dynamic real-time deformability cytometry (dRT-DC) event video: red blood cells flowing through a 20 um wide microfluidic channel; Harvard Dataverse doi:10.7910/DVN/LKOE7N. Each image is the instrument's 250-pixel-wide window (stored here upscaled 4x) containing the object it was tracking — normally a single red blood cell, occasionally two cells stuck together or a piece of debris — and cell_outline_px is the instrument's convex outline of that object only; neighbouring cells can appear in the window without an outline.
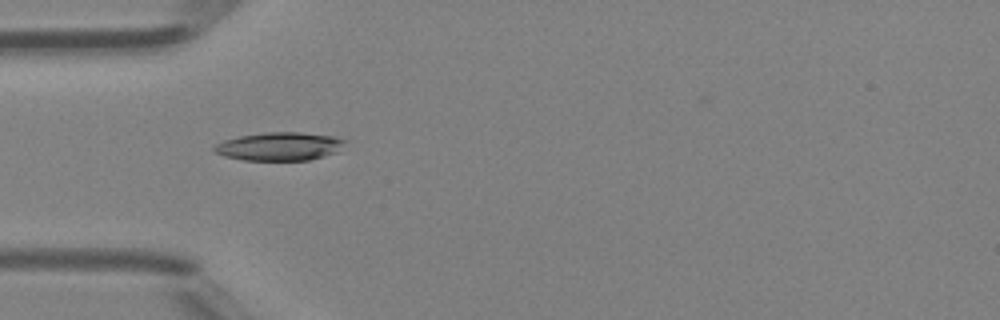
{"species": "Egyptian fruit bat (a non-hibernating species)", "species_latin": "Rousettus aegyptiacus", "temperature_condition": "room temperature", "stored_images_in_passage": 34, "camera_frame_rate_fps": 3000, "um_per_image_px": 0.085, "animal": {"sex": "female"}, "frame": {"image": 1, "passage_image": 1, "time_ms": 0.0, "image_size_px": [1000, 320], "cell_outline_px": [[348, 140], [336, 152], [324, 156], [308, 160], [244, 160], [224, 156], [216, 152], [212, 148], [216, 144], [224, 140], [240, 136], [268, 132], [300, 132], [332, 136]], "centroid_in_image_um": [23.76, 12.44], "position_along_channel_um": 61.2, "area_um2": 21.39}}
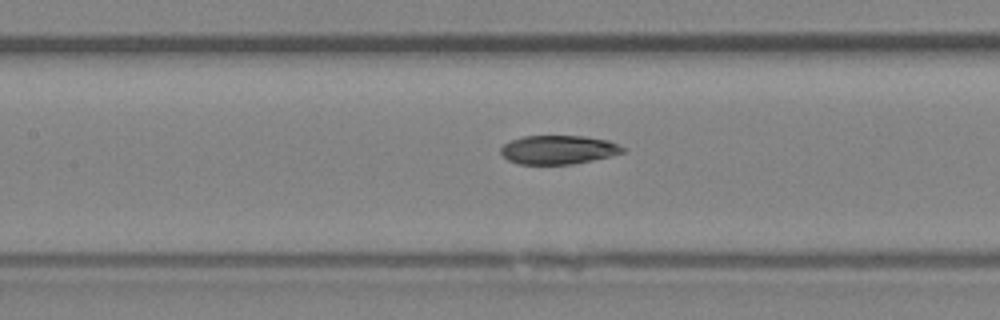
{"frame": {"image": 2, "passage_image": 8, "time_ms": 2.333, "image_size_px": [1000, 320], "cell_outline_px": [[628, 148], [624, 152], [592, 160], [572, 164], [516, 164], [508, 160], [500, 152], [500, 148], [504, 144], [512, 140], [524, 136], [584, 136], [608, 140]], "centroid_in_image_um": [47.46, 12.72], "position_along_channel_um": 159.9, "area_um2": 20.46}}
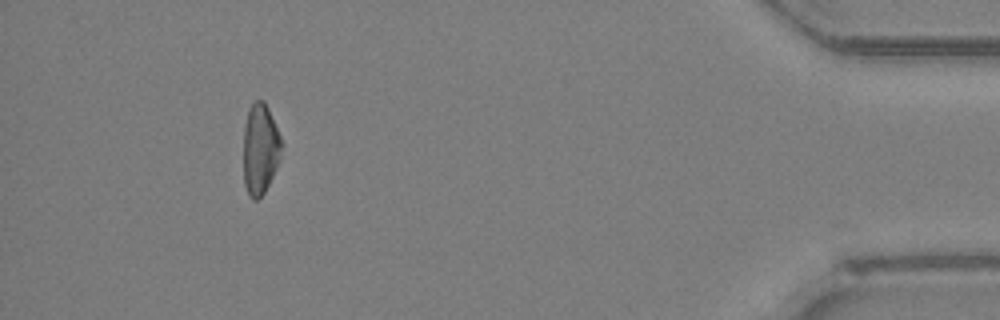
{"frame": {"image": 3, "passage_image": 30, "time_ms": 9.667, "image_size_px": [1000, 320], "cell_outline_px": [[280, 160], [264, 192], [256, 200], [252, 200], [248, 196], [244, 184], [244, 124], [248, 112], [252, 104], [256, 100], [264, 100], [268, 108], [280, 136]], "centroid_in_image_um": [22.09, 12.68], "position_along_channel_um": 413.1, "area_um2": 19.83}, "authors_computed_cell_mechanics": {"area_um2": 20.808, "velocity_mm_per_s": 4.3268, "shape_relaxation_time_tau1_ms": 5.7757, "shape_relaxation_time_tau2_ms": 3.8771, "deformation_change_tau1": 0.2033, "deformation_change_tau2": 0.121}}